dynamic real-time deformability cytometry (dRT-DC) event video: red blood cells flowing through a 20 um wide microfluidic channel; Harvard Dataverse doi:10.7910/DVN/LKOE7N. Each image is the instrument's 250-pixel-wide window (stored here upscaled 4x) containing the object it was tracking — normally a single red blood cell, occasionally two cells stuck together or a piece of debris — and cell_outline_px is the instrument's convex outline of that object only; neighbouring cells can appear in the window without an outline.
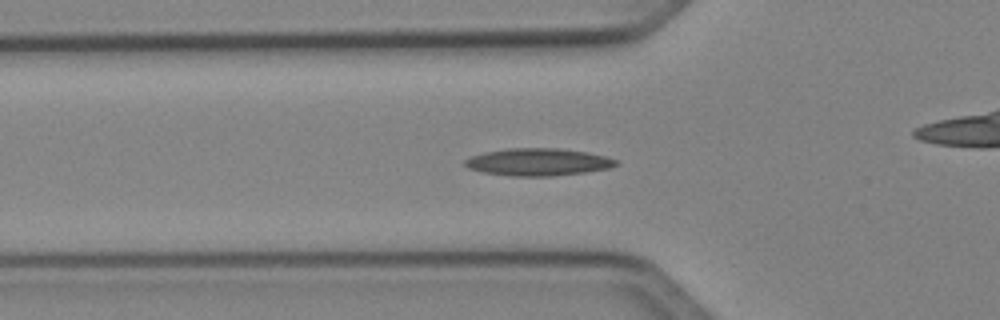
{"species": "Egyptian fruit bat (a non-hibernating species)", "species_latin": "Rousettus aegyptiacus", "temperature_condition": "cold", "stored_images_in_passage": 40, "camera_frame_rate_fps": 3000, "um_per_image_px": 0.085, "animal": {"sex": "female"}, "frame": {"image": 1, "passage_image": 6, "time_ms": 1.667, "image_size_px": [1000, 320], "cell_outline_px": [[620, 164], [608, 168], [584, 172], [552, 176], [512, 176], [484, 172], [468, 168], [464, 164], [464, 160], [472, 156], [484, 152], [508, 148], [560, 148], [588, 152], [604, 156], [616, 160]], "centroid_in_image_um": [45.73, 13.76], "position_along_channel_um": 80.1, "area_um2": 23.99}}
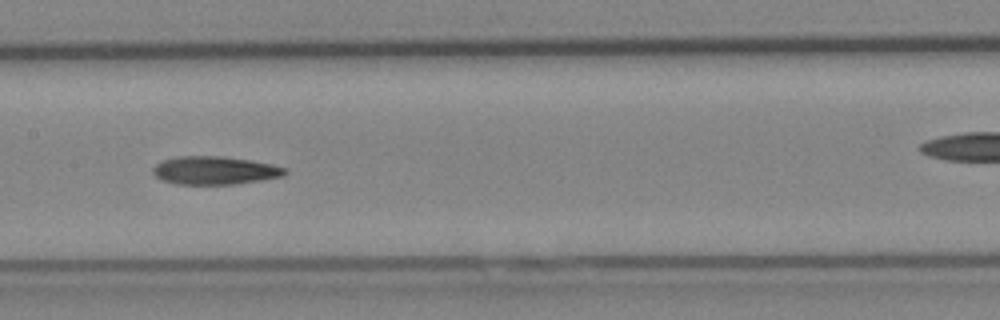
{"frame": {"image": 2, "passage_image": 14, "time_ms": 4.333, "image_size_px": [1000, 320], "cell_outline_px": [[288, 172], [284, 176], [236, 184], [176, 184], [160, 180], [152, 172], [152, 168], [160, 160], [176, 156], [220, 156], [248, 160], [272, 164], [288, 168]], "centroid_in_image_um": [18.23, 14.48], "position_along_channel_um": 189.2, "area_um2": 21.85}}
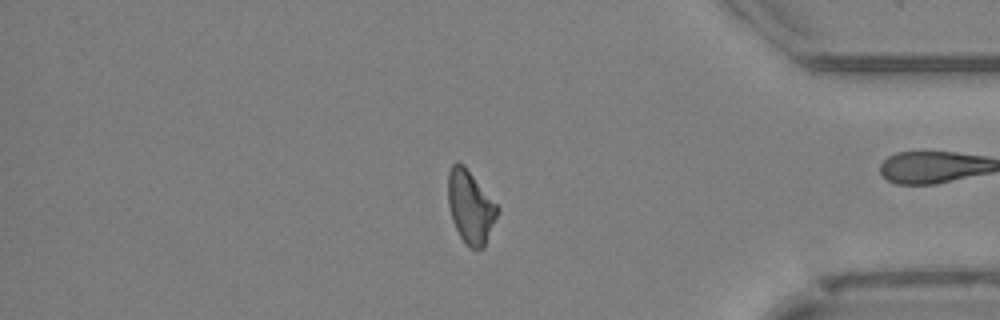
{"frame": {"image": 3, "passage_image": 31, "time_ms": 10.0, "image_size_px": [1000, 320], "cell_outline_px": [[500, 208], [484, 248], [472, 248], [460, 236], [452, 220], [448, 204], [448, 172], [452, 164], [456, 160], [464, 164]], "centroid_in_image_um": [39.98, 17.54], "position_along_channel_um": 395.2, "area_um2": 20.87}, "authors_computed_cell_mechanics": {"area_um2": 21.2993, "velocity_mm_per_s": 4.0868, "shape_relaxation_time_tau1_ms": null, "shape_relaxation_time_tau2_ms": 4.1883, "deformation_change_tau1": null, "deformation_change_tau2": 0.1352}}